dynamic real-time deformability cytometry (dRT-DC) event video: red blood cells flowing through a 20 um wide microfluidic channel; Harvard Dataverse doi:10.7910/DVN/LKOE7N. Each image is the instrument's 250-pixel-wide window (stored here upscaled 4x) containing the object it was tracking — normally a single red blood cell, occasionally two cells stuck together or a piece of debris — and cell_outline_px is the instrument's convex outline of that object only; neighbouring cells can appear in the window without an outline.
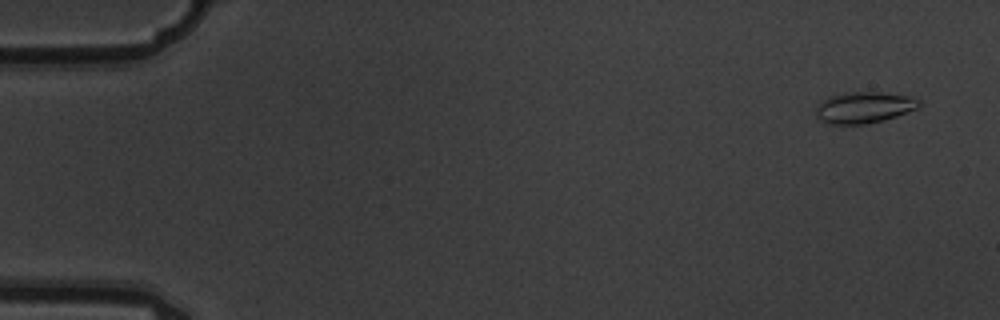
{"species": "common noctule bat (a hibernating species)", "species_latin": "Nyctalus noctula", "temperature_condition": "warm", "stored_images_in_passage": 3, "camera_frame_rate_fps": 3000, "um_per_image_px": 0.085, "animal": {"sex": "male", "body_mass_g": 19.5, "forearm_length_mm": 54.6}, "frame": {"image": 1, "passage_image": 1, "time_ms": 0.0, "image_size_px": [1000, 320], "cell_outline_px": [[920, 104], [916, 108], [896, 116], [884, 120], [864, 124], [828, 124], [820, 120], [816, 116], [816, 108], [828, 96], [844, 92], [880, 92], [912, 96], [920, 100]], "centroid_in_image_um": [73.43, 9.13], "position_along_channel_um": 11.6, "area_um2": 18.79}}